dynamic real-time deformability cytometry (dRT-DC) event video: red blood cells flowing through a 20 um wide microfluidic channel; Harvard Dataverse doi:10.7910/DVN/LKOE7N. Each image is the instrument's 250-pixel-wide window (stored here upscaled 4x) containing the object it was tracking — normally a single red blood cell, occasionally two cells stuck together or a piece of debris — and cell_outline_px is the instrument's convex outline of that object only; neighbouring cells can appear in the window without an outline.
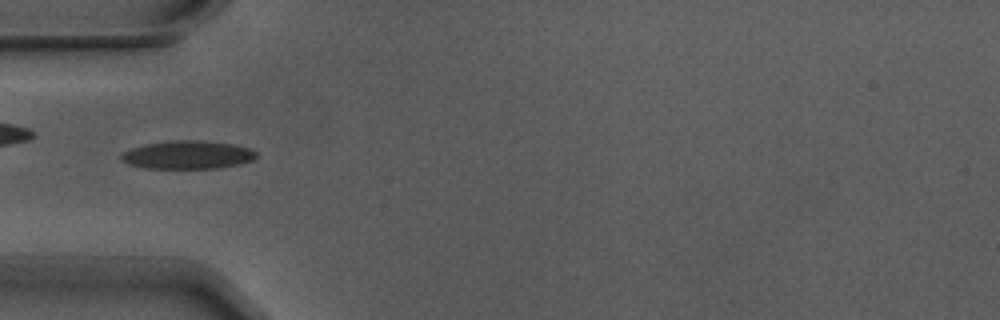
{"species": "Egyptian fruit bat (a non-hibernating species)", "species_latin": "Rousettus aegyptiacus", "temperature_condition": "warm", "stored_images_in_passage": 5, "camera_frame_rate_fps": 3000, "um_per_image_px": 0.085, "animal": {"sex": "male"}, "frame": {"image": 1, "passage_image": 5, "time_ms": 1.333, "image_size_px": [1000, 320], "cell_outline_px": [[256, 156], [252, 160], [240, 164], [220, 168], [144, 168], [128, 164], [120, 160], [120, 156], [124, 152], [132, 148], [148, 144], [176, 140], [200, 140], [232, 144], [248, 148], [256, 152]], "centroid_in_image_um": [15.94, 13.17], "position_along_channel_um": 69.1, "area_um2": 22.02}}